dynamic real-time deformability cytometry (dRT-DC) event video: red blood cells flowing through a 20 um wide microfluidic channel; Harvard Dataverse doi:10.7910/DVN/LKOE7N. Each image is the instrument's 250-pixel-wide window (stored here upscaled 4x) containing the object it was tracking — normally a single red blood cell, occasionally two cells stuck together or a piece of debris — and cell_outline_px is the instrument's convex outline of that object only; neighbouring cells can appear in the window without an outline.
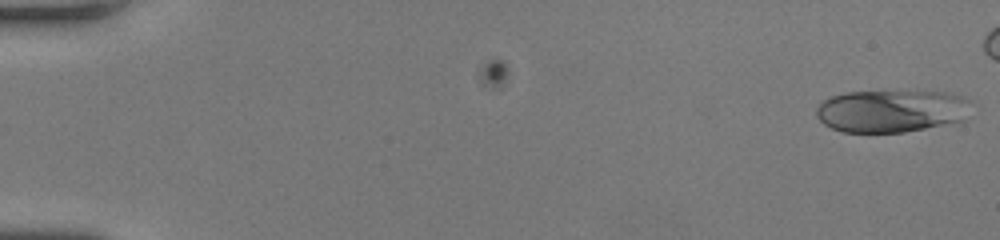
{"species": "human", "species_latin": "Homo sapiens", "temperature_condition": "room temperature", "stored_images_in_passage": 9, "camera_frame_rate_fps": 3000, "um_per_image_px": 0.085, "donor": {"sex": "female"}, "frame": {"image": 1, "passage_image": 9, "time_ms": 2.667, "image_size_px": [1000, 240], "cell_outline_px": [[968, 100], [964, 120], [904, 132], [840, 132], [824, 124], [816, 116], [816, 108], [824, 100], [832, 96], [848, 92], [944, 92], [960, 96]], "centroid_in_image_um": [75.69, 9.44], "position_along_channel_um": 9.3, "area_um2": 37.69}}